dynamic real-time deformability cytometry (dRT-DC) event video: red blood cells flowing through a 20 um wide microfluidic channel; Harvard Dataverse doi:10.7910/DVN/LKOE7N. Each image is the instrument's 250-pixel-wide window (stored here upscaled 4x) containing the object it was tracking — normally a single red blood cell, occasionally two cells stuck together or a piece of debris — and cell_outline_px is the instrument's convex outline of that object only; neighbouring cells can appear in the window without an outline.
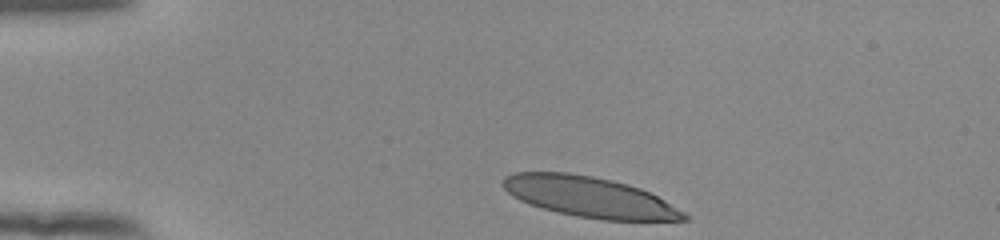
{"species": "human", "species_latin": "Homo sapiens", "temperature_condition": "room temperature", "stored_images_in_passage": 34, "camera_frame_rate_fps": 3000, "um_per_image_px": 0.085, "donor": {"sex": "female"}, "frame": {"image": 1, "passage_image": 1, "time_ms": 0.0, "image_size_px": [1000, 240], "cell_outline_px": [[688, 220], [604, 220], [576, 216], [556, 212], [528, 204], [512, 196], [504, 188], [504, 176], [516, 172], [568, 172], [592, 176], [612, 180], [628, 184], [640, 188], [664, 200], [684, 212], [688, 216]], "centroid_in_image_um": [50.08, 16.74], "position_along_channel_um": 34.9, "area_um2": 42.48}}
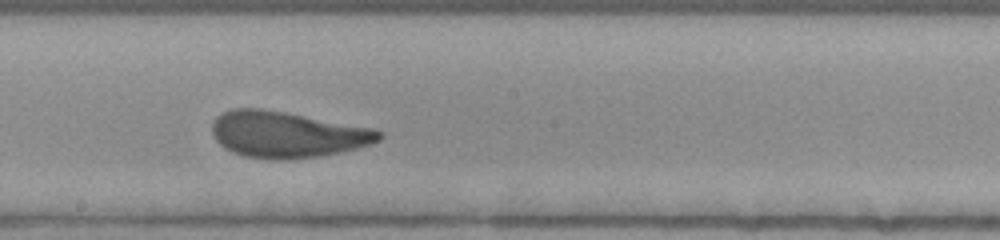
{"frame": {"image": 2, "passage_image": 20, "time_ms": 6.333, "image_size_px": [1000, 240], "cell_outline_px": [[384, 136], [380, 140], [368, 144], [340, 152], [316, 156], [280, 160], [272, 160], [244, 156], [232, 152], [224, 148], [216, 140], [212, 132], [212, 120], [220, 112], [232, 108], [260, 108], [284, 112], [372, 128], [384, 132]], "centroid_in_image_um": [24.33, 11.42], "position_along_channel_um": 223.9, "area_um2": 44.8}}
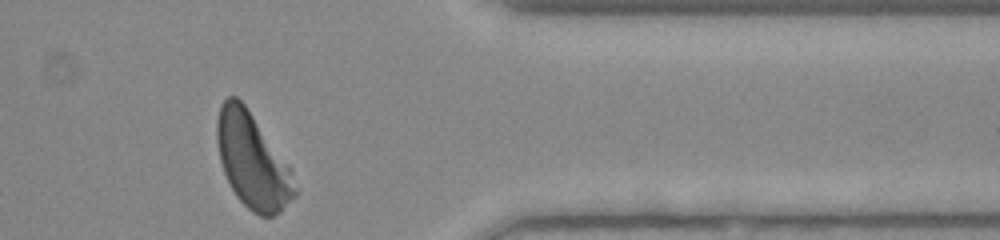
{"frame": {"image": 3, "passage_image": 34, "time_ms": 11.0, "image_size_px": [1000, 240], "cell_outline_px": [[296, 196], [280, 212], [272, 216], [260, 216], [252, 212], [236, 196], [224, 172], [220, 160], [216, 140], [216, 120], [220, 104], [228, 96], [236, 96], [244, 104], [288, 168], [296, 188]], "centroid_in_image_um": [21.4, 13.69], "position_along_channel_um": 390.0, "area_um2": 41.85}, "authors_computed_cell_mechanics": {"area_um2": 44.1592, "velocity_mm_per_s": 3.8775, "shape_relaxation_time_tau1_ms": 3.8584, "shape_relaxation_time_tau2_ms": 0.9209, "deformation_change_tau1": 0.1916, "deformation_change_tau2": 0.0872}}